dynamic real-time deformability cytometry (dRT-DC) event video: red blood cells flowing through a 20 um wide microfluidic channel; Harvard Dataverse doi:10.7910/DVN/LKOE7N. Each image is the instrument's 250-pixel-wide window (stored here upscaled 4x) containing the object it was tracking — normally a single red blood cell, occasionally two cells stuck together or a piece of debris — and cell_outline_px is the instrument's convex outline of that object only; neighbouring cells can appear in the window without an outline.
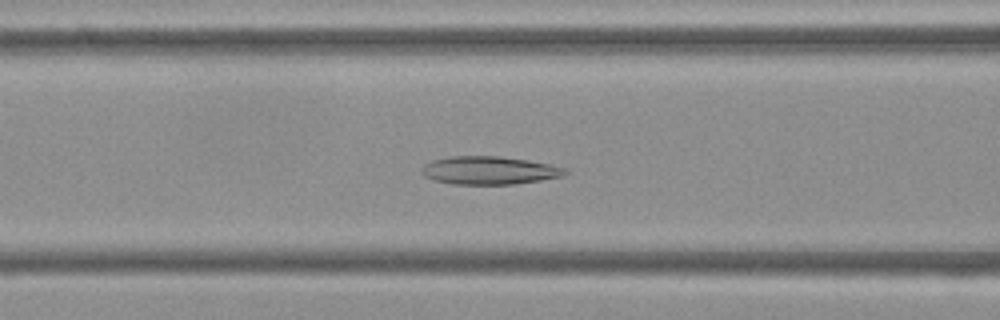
{"species": "Egyptian fruit bat (a non-hibernating species)", "species_latin": "Rousettus aegyptiacus", "temperature_condition": "cold", "stored_images_in_passage": 54, "camera_frame_rate_fps": 3000, "um_per_image_px": 0.085, "frame": {"image": 1, "passage_image": 21, "time_ms": 6.667, "image_size_px": [1000, 320], "cell_outline_px": [[568, 172], [560, 176], [540, 180], [512, 184], [452, 184], [436, 180], [424, 176], [420, 172], [420, 168], [424, 164], [432, 160], [448, 156], [500, 156], [528, 160], [568, 168]], "centroid_in_image_um": [41.54, 14.47], "position_along_channel_um": 125.1, "area_um2": 23.47}}
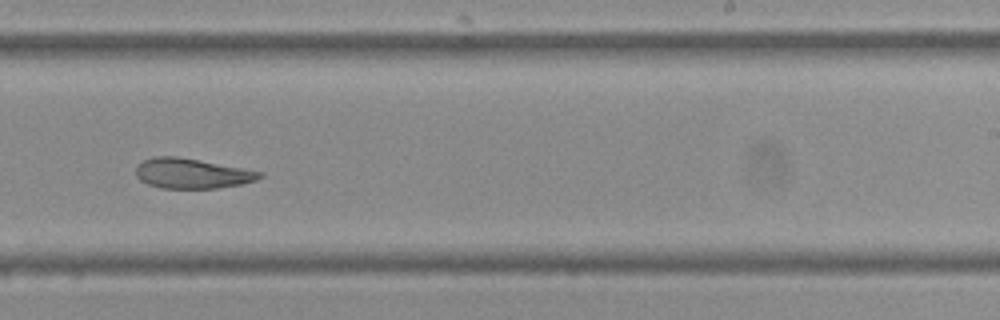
{"frame": {"image": 2, "passage_image": 33, "time_ms": 10.667, "image_size_px": [1000, 320], "cell_outline_px": [[264, 176], [256, 180], [240, 184], [216, 188], [160, 188], [148, 184], [140, 180], [136, 176], [136, 168], [144, 160], [156, 156], [176, 156], [264, 172]], "centroid_in_image_um": [16.31, 14.75], "position_along_channel_um": 272.7, "area_um2": 21.44}}
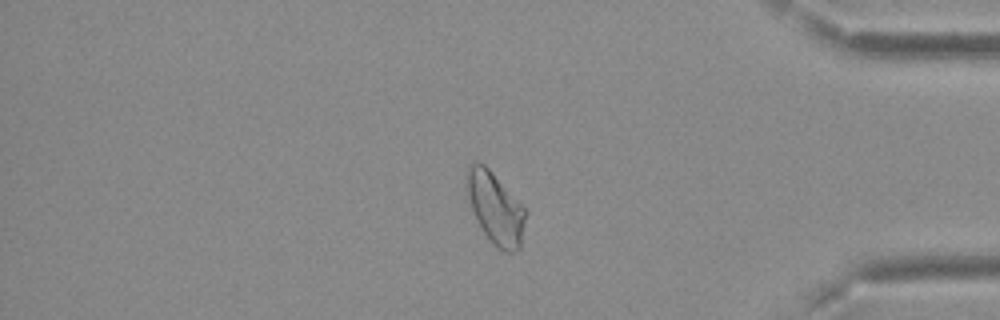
{"frame": {"image": 3, "passage_image": 45, "time_ms": 14.667, "image_size_px": [1000, 320], "cell_outline_px": [[528, 212], [520, 248], [516, 252], [504, 252], [496, 248], [492, 244], [476, 220], [468, 196], [464, 176], [472, 160], [476, 160], [484, 164], [488, 168]], "centroid_in_image_um": [42.1, 17.7], "position_along_channel_um": 393.1, "area_um2": 24.74}, "authors_computed_cell_mechanics": {"area_um2": 24.6806, "velocity_mm_per_s": 3.6958, "shape_relaxation_time_tau1_ms": null, "shape_relaxation_time_tau2_ms": 4.276, "deformation_change_tau1": null, "deformation_change_tau2": 0.1199}}